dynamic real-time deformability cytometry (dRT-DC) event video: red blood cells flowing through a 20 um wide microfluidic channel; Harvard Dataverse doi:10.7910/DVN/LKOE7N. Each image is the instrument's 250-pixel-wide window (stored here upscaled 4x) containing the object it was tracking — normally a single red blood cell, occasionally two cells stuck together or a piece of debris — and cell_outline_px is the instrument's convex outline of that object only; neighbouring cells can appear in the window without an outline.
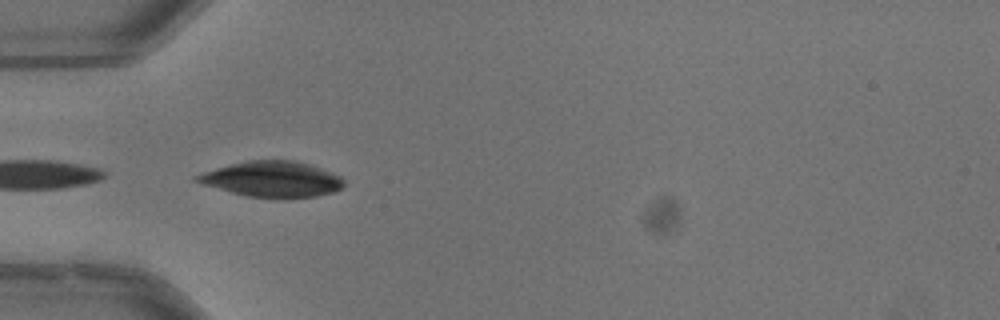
{"species": "common noctule bat (a hibernating species)", "species_latin": "Nyctalus noctula", "temperature_condition": "warm", "stored_images_in_passage": 6, "camera_frame_rate_fps": 3000, "um_per_image_px": 0.085, "animal": {"sex": "male", "body_mass_g": 13.3}, "frame": {"image": 1, "passage_image": 4, "time_ms": 1.0, "image_size_px": [1000, 320], "cell_outline_px": [[344, 184], [340, 188], [332, 192], [316, 196], [248, 196], [232, 192], [204, 184], [192, 180], [192, 176], [216, 168], [248, 160], [292, 160], [308, 164], [320, 168], [340, 176], [344, 180]], "centroid_in_image_um": [23.1, 15.2], "position_along_channel_um": 61.9, "area_um2": 29.59}}